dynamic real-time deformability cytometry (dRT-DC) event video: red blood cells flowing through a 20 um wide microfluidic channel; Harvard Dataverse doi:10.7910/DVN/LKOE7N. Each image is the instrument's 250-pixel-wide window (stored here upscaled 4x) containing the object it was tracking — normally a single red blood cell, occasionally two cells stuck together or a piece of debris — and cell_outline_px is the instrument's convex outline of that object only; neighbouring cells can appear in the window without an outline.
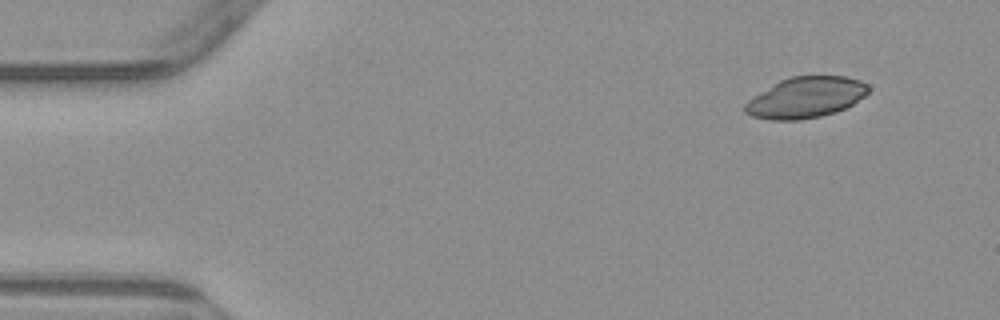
{"species": "common noctule bat (a hibernating species)", "species_latin": "Nyctalus noctula", "temperature_condition": "warm", "stored_images_in_passage": 4, "camera_frame_rate_fps": 3000, "um_per_image_px": 0.085, "animal": {"sex": "male", "body_mass_g": 23.1, "forearm_length_mm": 52.7}, "frame": {"image": 1, "passage_image": 1, "time_ms": 0.0, "image_size_px": [1000, 320], "cell_outline_px": [[868, 92], [864, 96], [852, 104], [836, 112], [820, 116], [800, 120], [768, 120], [752, 116], [744, 112], [744, 104], [752, 96], [772, 84], [780, 80], [792, 76], [844, 76], [860, 80], [868, 84]], "centroid_in_image_um": [68.45, 8.29], "position_along_channel_um": 16.6, "area_um2": 29.48}}